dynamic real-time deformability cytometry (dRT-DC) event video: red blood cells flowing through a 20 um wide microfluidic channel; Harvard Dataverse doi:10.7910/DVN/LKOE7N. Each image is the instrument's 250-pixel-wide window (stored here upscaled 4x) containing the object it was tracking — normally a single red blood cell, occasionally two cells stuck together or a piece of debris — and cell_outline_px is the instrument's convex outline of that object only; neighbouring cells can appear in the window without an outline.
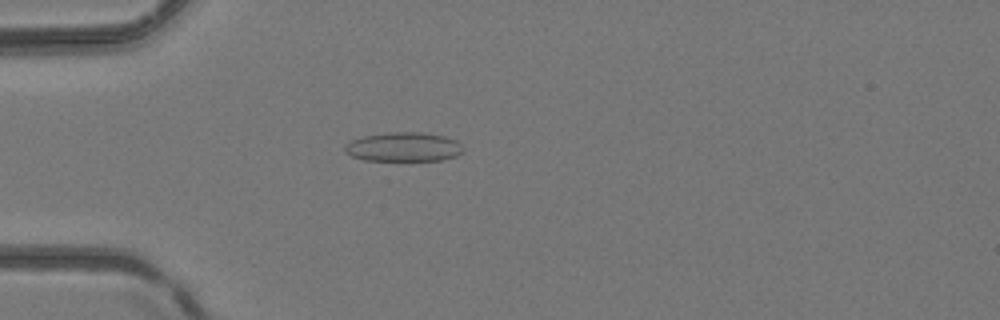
{"species": "common noctule bat (a hibernating species)", "species_latin": "Nyctalus noctula", "temperature_condition": "room temperature", "stored_images_in_passage": 39, "camera_frame_rate_fps": 3000, "um_per_image_px": 0.085, "animal": {"sex": "female", "body_mass_g": 24.6, "forearm_length_mm": 56.2}, "frame": {"image": 1, "passage_image": 8, "time_ms": 2.333, "image_size_px": [1000, 320], "cell_outline_px": [[464, 148], [456, 156], [440, 160], [364, 160], [352, 156], [344, 152], [344, 144], [352, 140], [364, 136], [392, 132], [420, 132], [444, 136], [456, 140]], "centroid_in_image_um": [34.28, 12.49], "position_along_channel_um": 50.7, "area_um2": 20.0}}
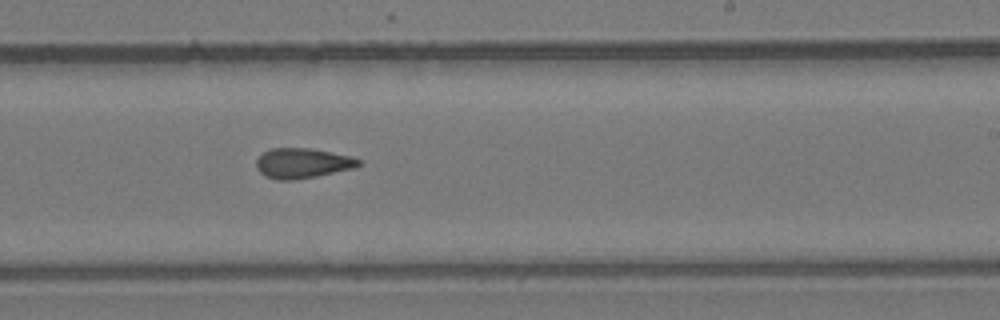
{"frame": {"image": 2, "passage_image": 22, "time_ms": 7.0, "image_size_px": [1000, 320], "cell_outline_px": [[360, 164], [356, 168], [316, 176], [292, 180], [276, 180], [264, 176], [256, 168], [256, 160], [264, 152], [272, 148], [308, 148], [348, 156], [360, 160]], "centroid_in_image_um": [25.67, 13.88], "position_along_channel_um": 263.3, "area_um2": 17.74}}
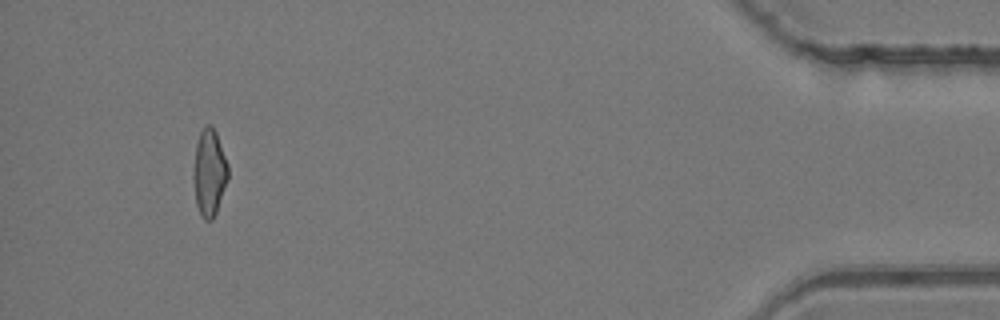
{"frame": {"image": 3, "passage_image": 36, "time_ms": 11.667, "image_size_px": [1000, 320], "cell_outline_px": [[228, 180], [216, 212], [212, 220], [204, 220], [200, 216], [196, 204], [192, 176], [196, 144], [200, 132], [204, 124], [212, 124], [216, 132], [228, 164]], "centroid_in_image_um": [17.78, 14.66], "position_along_channel_um": 417.4, "area_um2": 17.8}}